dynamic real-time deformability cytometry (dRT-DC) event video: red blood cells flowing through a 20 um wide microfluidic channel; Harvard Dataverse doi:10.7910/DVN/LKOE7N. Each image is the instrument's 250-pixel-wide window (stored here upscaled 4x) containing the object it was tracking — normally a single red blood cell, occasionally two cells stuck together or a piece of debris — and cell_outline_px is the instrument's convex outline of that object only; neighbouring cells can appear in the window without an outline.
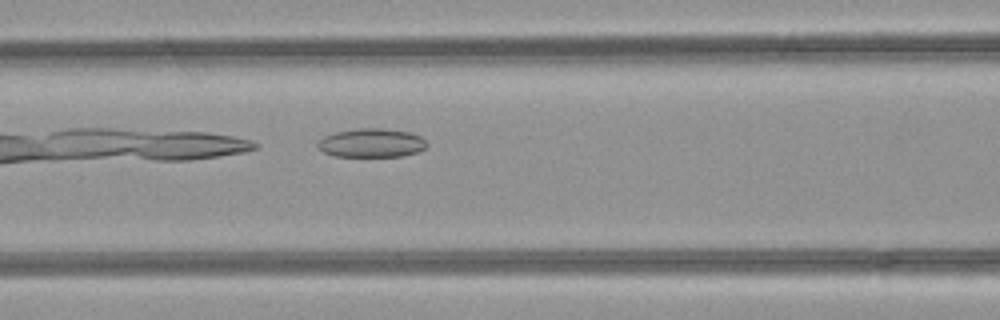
{"species": "common noctule bat (a hibernating species)", "species_latin": "Nyctalus noctula", "temperature_condition": "room temperature", "stored_images_in_passage": 32, "camera_frame_rate_fps": 3000, "um_per_image_px": 0.085, "animal": {"sex": "female", "body_mass_g": 21.9}, "frame": {"image": 1, "passage_image": 6, "time_ms": 1.667, "image_size_px": [1000, 320], "cell_outline_px": [[428, 144], [424, 148], [416, 152], [400, 156], [332, 156], [316, 148], [316, 144], [324, 136], [336, 132], [356, 128], [380, 128], [408, 132], [420, 136]], "centroid_in_image_um": [31.53, 12.15], "position_along_channel_um": 135.1, "area_um2": 18.21}}
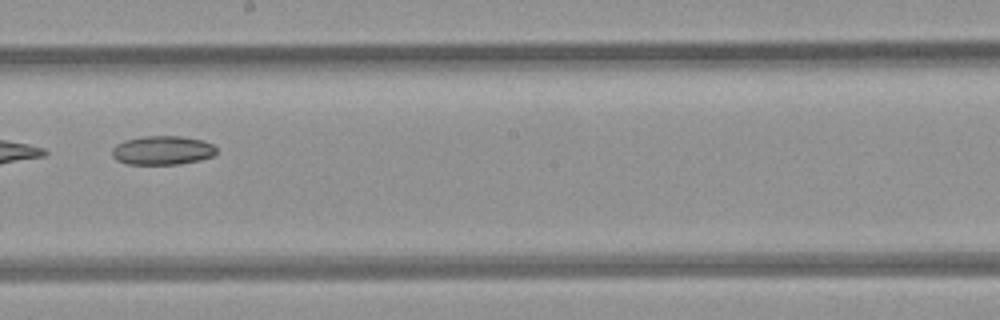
{"frame": {"image": 2, "passage_image": 13, "time_ms": 4.0, "image_size_px": [1000, 320], "cell_outline_px": [[216, 152], [212, 156], [200, 160], [180, 164], [128, 164], [116, 160], [112, 156], [112, 148], [116, 144], [124, 140], [144, 136], [180, 136], [204, 140], [212, 144], [216, 148]], "centroid_in_image_um": [13.79, 12.77], "position_along_channel_um": 234.4, "area_um2": 17.69}}
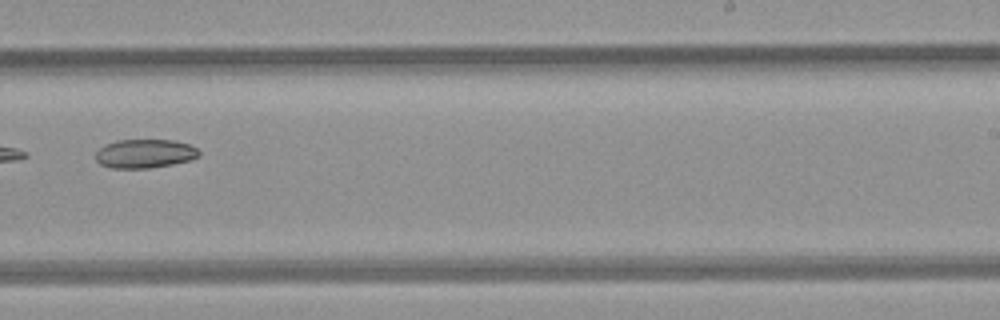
{"frame": {"image": 3, "passage_image": 16, "time_ms": 5.0, "image_size_px": [1000, 320], "cell_outline_px": [[200, 156], [192, 160], [172, 164], [148, 168], [112, 168], [100, 164], [96, 160], [96, 152], [104, 144], [116, 140], [176, 140], [188, 144], [196, 148], [200, 152]], "centroid_in_image_um": [12.32, 13.05], "position_along_channel_um": 276.7, "area_um2": 17.46}}